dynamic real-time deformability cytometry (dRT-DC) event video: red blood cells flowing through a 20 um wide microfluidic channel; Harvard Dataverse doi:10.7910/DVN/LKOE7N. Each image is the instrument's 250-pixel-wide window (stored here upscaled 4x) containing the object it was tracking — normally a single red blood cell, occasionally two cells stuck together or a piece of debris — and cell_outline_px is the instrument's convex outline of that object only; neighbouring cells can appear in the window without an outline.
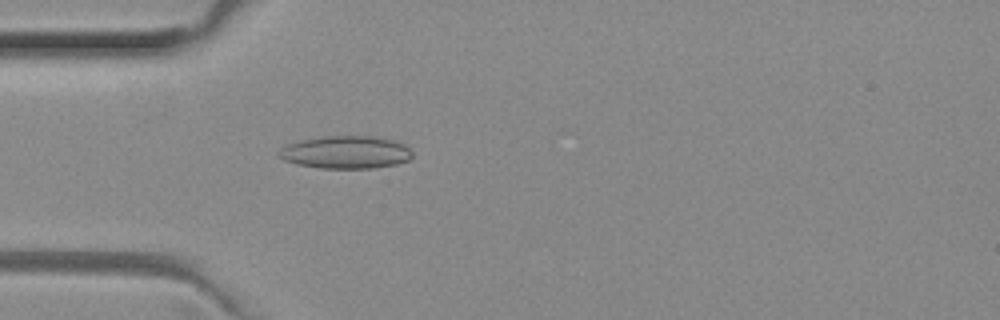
{"species": "common noctule bat (a hibernating species)", "species_latin": "Nyctalus noctula", "temperature_condition": "room temperature", "stored_images_in_passage": 45, "camera_frame_rate_fps": 3000, "um_per_image_px": 0.085, "animal": {"sex": "female", "body_mass_g": 29.2, "forearm_length_mm": 56.3}, "frame": {"image": 1, "passage_image": 9, "time_ms": 2.667, "image_size_px": [1000, 320], "cell_outline_px": [[412, 156], [408, 160], [396, 164], [376, 168], [320, 168], [296, 164], [284, 160], [276, 152], [280, 148], [288, 144], [300, 140], [324, 136], [376, 136], [392, 140], [404, 144], [412, 152]], "centroid_in_image_um": [29.38, 12.94], "position_along_channel_um": 55.6, "area_um2": 25.49}}
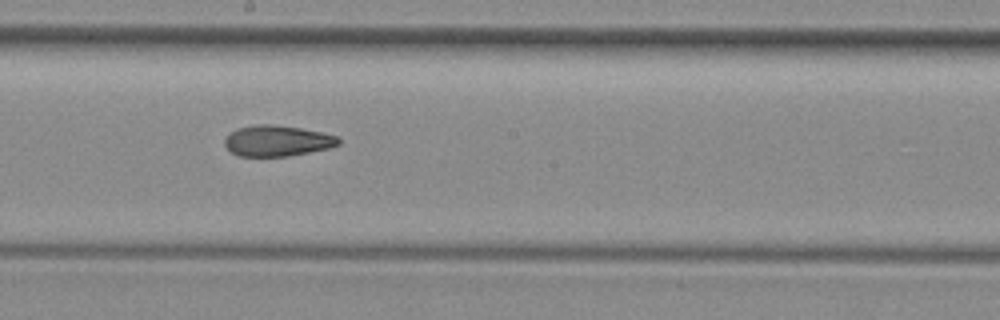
{"frame": {"image": 2, "passage_image": 22, "time_ms": 7.0, "image_size_px": [1000, 320], "cell_outline_px": [[340, 144], [328, 148], [288, 156], [240, 156], [232, 152], [224, 144], [224, 140], [232, 132], [240, 128], [256, 124], [268, 124], [300, 128], [340, 136]], "centroid_in_image_um": [23.59, 11.97], "position_along_channel_um": 224.6, "area_um2": 20.17}}
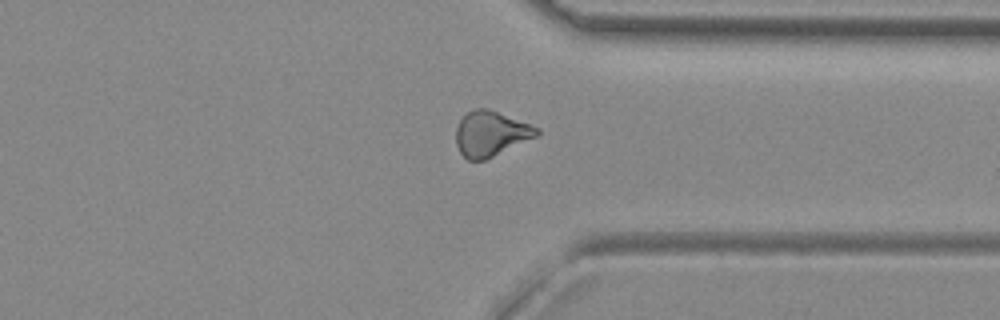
{"frame": {"image": 3, "passage_image": 33, "time_ms": 10.667, "image_size_px": [1000, 320], "cell_outline_px": [[540, 132], [536, 136], [484, 160], [468, 160], [460, 152], [456, 144], [456, 128], [460, 120], [472, 108], [488, 108], [540, 128]], "centroid_in_image_um": [41.69, 11.35], "position_along_channel_um": 369.7, "area_um2": 20.98}, "authors_computed_cell_mechanics": {"area_um2": 21.2704, "velocity_mm_per_s": 4.0144, "shape_relaxation_time_tau1_ms": null, "shape_relaxation_time_tau2_ms": 3.9575, "deformation_change_tau1": null, "deformation_change_tau2": 0.1169}}